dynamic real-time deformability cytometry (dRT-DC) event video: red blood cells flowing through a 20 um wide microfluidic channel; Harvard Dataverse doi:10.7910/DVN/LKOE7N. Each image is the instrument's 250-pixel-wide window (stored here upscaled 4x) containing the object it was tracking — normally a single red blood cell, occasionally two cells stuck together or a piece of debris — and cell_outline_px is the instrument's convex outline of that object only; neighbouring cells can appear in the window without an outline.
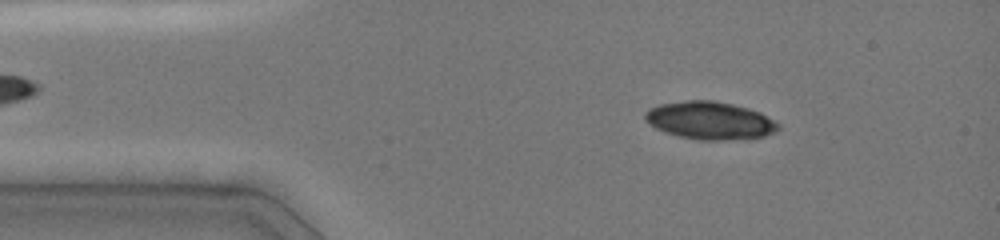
{"species": "common noctule bat (a hibernating species)", "species_latin": "Nyctalus noctula", "temperature_condition": "cold", "stored_images_in_passage": 8, "camera_frame_rate_fps": 3000, "um_per_image_px": 0.085, "animal": {"sex": "female", "body_mass_g": 19.0, "forearm_length_mm": 51.5}, "frame": {"image": 1, "passage_image": 3, "time_ms": 1.333, "image_size_px": [1000, 240], "cell_outline_px": [[780, 128], [776, 132], [764, 136], [724, 140], [696, 140], [664, 132], [656, 128], [644, 120], [644, 112], [648, 108], [660, 104], [688, 100], [712, 100], [732, 104], [748, 108], [760, 112], [780, 124]], "centroid_in_image_um": [60.32, 10.24], "position_along_channel_um": 24.7, "area_um2": 29.36}}